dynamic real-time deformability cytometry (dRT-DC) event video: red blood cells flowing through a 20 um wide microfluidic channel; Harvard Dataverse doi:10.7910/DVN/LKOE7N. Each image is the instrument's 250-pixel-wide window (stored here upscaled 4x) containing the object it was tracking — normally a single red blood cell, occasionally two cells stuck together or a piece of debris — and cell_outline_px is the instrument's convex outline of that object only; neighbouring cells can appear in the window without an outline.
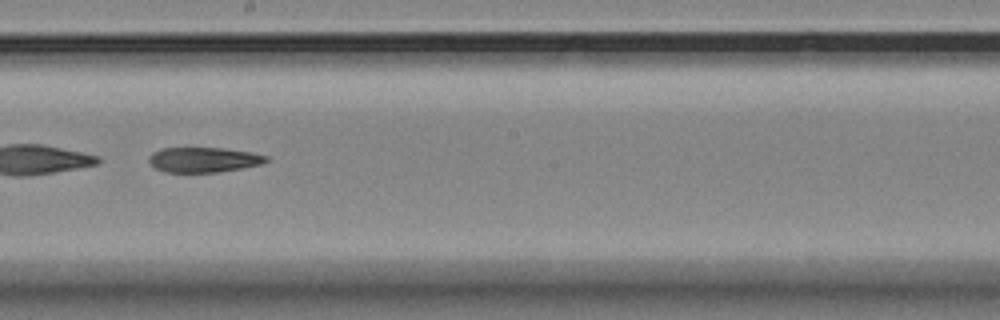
{"species": "Egyptian fruit bat (a non-hibernating species)", "species_latin": "Rousettus aegyptiacus", "temperature_condition": "room temperature", "stored_images_in_passage": 55, "segment_of_instrument_passage": [2, 2], "camera_frame_rate_fps": 3000, "um_per_image_px": 0.085, "animal": {"sex": "female"}, "frame": {"image": 1, "passage_image": 31, "time_ms": 10.0, "image_size_px": [1000, 320], "cell_outline_px": [[268, 160], [260, 164], [240, 168], [216, 172], [164, 172], [152, 168], [148, 160], [148, 156], [152, 152], [160, 148], [220, 148], [248, 152], [268, 156]], "centroid_in_image_um": [17.2, 13.58], "position_along_channel_um": 231.0, "area_um2": 17.05}}
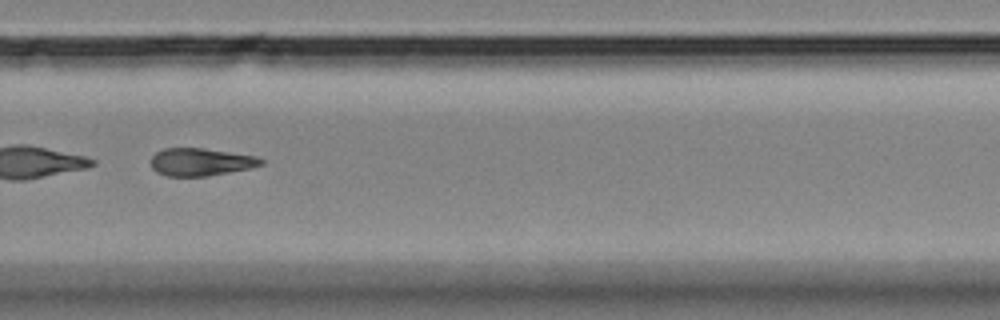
{"frame": {"image": 2, "passage_image": 38, "time_ms": 12.333, "image_size_px": [1000, 320], "cell_outline_px": [[264, 164], [248, 168], [208, 176], [168, 176], [156, 172], [152, 168], [152, 156], [156, 152], [164, 148], [204, 148], [256, 156], [264, 160]], "centroid_in_image_um": [17.05, 13.76], "position_along_channel_um": 312.7, "area_um2": 17.63}}